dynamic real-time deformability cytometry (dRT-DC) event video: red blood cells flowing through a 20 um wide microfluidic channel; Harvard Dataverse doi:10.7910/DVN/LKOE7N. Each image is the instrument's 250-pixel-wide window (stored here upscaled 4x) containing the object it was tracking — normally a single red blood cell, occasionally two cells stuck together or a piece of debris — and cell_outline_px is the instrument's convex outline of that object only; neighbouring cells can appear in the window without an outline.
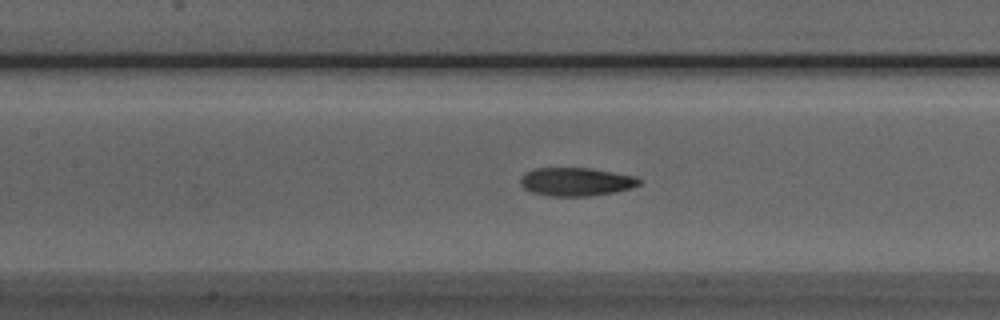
{"species": "Egyptian fruit bat (a non-hibernating species)", "species_latin": "Rousettus aegyptiacus", "temperature_condition": "room temperature", "stored_images_in_passage": 52, "camera_frame_rate_fps": 3000, "um_per_image_px": 0.085, "animal": {"sex": "male"}, "frame": {"image": 1, "passage_image": 23, "time_ms": 7.333, "image_size_px": [1000, 320], "cell_outline_px": [[640, 184], [632, 188], [616, 192], [588, 196], [552, 196], [532, 192], [524, 188], [520, 184], [520, 176], [524, 172], [532, 168], [592, 168], [636, 176], [640, 180]], "centroid_in_image_um": [48.95, 15.44], "position_along_channel_um": 158.4, "area_um2": 19.83}}
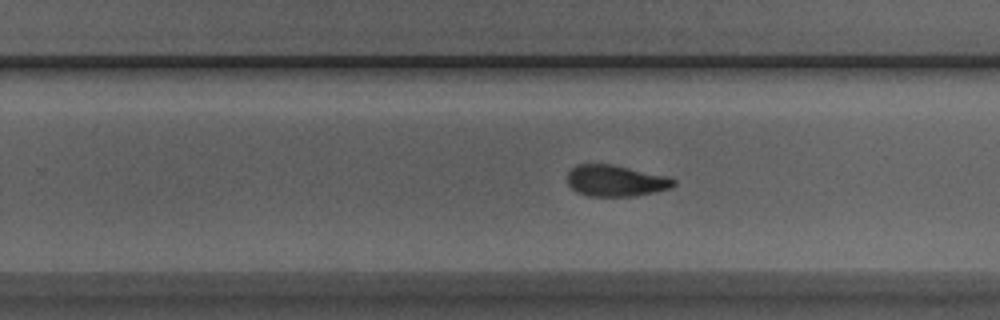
{"frame": {"image": 2, "passage_image": 32, "time_ms": 10.333, "image_size_px": [1000, 320], "cell_outline_px": [[676, 184], [672, 188], [656, 192], [636, 196], [588, 196], [576, 192], [568, 184], [568, 172], [576, 164], [612, 164], [668, 176], [676, 180]], "centroid_in_image_um": [52.36, 15.37], "position_along_channel_um": 277.4, "area_um2": 19.59}}
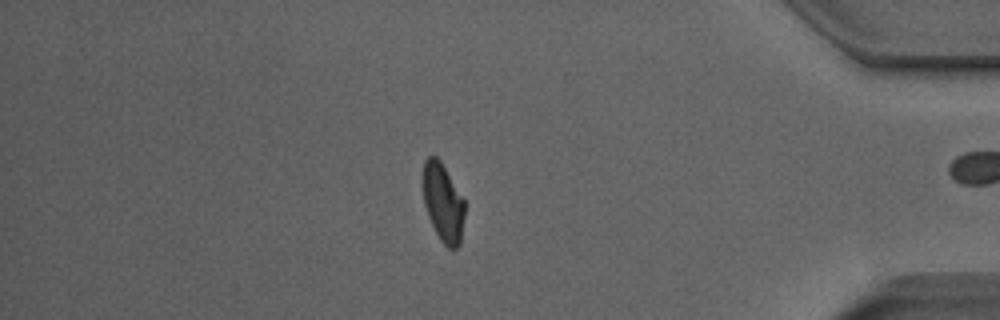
{"frame": {"image": 3, "passage_image": 44, "time_ms": 14.333, "image_size_px": [1000, 320], "cell_outline_px": [[464, 216], [460, 244], [452, 252], [440, 240], [428, 216], [424, 204], [424, 160], [428, 156], [436, 156], [440, 160], [464, 200]], "centroid_in_image_um": [37.67, 17.26], "position_along_channel_um": 397.5, "area_um2": 18.79}, "authors_computed_cell_mechanics": {"area_um2": 19.7965, "velocity_mm_per_s": 3.9875, "shape_relaxation_time_tau1_ms": 6.5855, "shape_relaxation_time_tau2_ms": 2.6397, "deformation_change_tau1": 0.1782, "deformation_change_tau2": 0.0909}}